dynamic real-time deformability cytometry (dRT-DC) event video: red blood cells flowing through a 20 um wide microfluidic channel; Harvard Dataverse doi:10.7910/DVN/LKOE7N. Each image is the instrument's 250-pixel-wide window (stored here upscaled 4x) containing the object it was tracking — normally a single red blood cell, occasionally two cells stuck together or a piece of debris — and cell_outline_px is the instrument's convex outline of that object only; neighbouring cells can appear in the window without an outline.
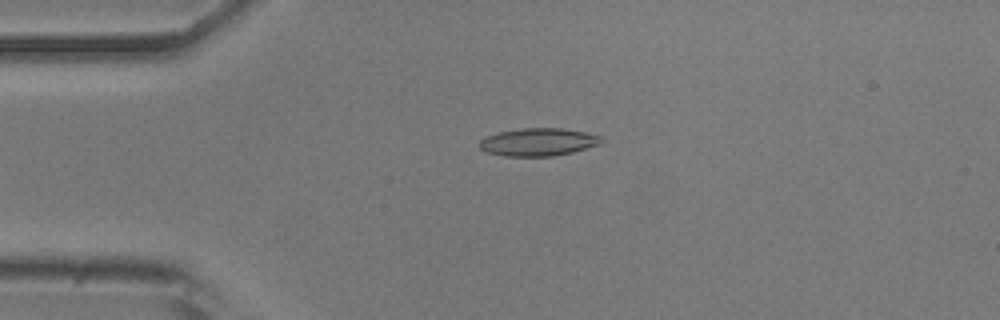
{"species": "common noctule bat (a hibernating species)", "species_latin": "Nyctalus noctula", "temperature_condition": "room temperature", "stored_images_in_passage": 45, "camera_frame_rate_fps": 3000, "um_per_image_px": 0.085, "animal": {"sex": "male", "body_mass_g": 20.5, "forearm_length_mm": 52.5}, "frame": {"image": 1, "passage_image": 5, "time_ms": 1.333, "image_size_px": [1000, 320], "cell_outline_px": [[604, 140], [600, 144], [572, 152], [552, 156], [504, 156], [484, 152], [480, 148], [480, 140], [488, 136], [500, 132], [520, 128], [560, 128], [584, 132], [604, 136]], "centroid_in_image_um": [45.77, 12.07], "position_along_channel_um": 39.2, "area_um2": 19.71}}
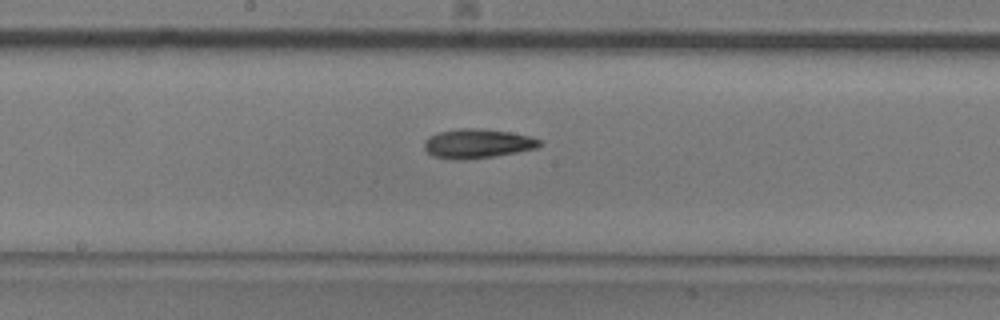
{"frame": {"image": 2, "passage_image": 20, "time_ms": 6.333, "image_size_px": [1000, 320], "cell_outline_px": [[540, 144], [536, 148], [516, 152], [492, 156], [464, 160], [460, 160], [436, 156], [428, 152], [424, 148], [424, 144], [428, 136], [440, 132], [460, 128], [480, 128], [508, 132], [532, 136], [540, 140]], "centroid_in_image_um": [40.58, 12.19], "position_along_channel_um": 207.6, "area_um2": 19.36}}
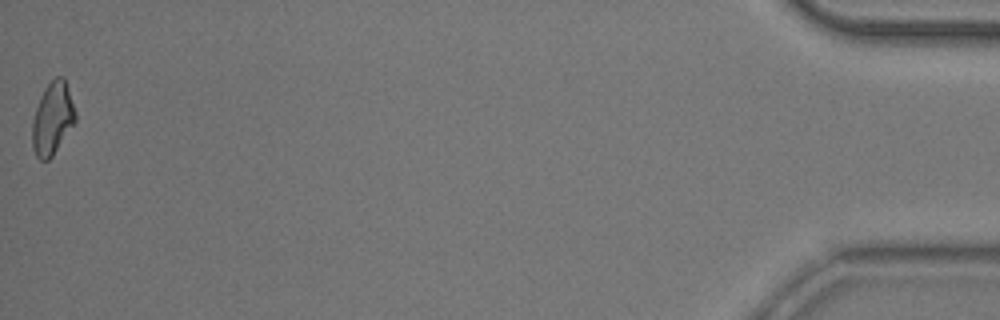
{"frame": {"image": 3, "passage_image": 45, "time_ms": 14.667, "image_size_px": [1000, 320], "cell_outline_px": [[76, 120], [52, 156], [48, 160], [40, 160], [36, 156], [32, 148], [32, 120], [40, 96], [44, 88], [56, 76], [64, 76], [76, 112]], "centroid_in_image_um": [4.45, 10.06], "position_along_channel_um": 430.8, "area_um2": 18.15}, "authors_computed_cell_mechanics": {"area_um2": 18.785, "velocity_mm_per_s": 3.868, "shape_relaxation_time_tau1_ms": null, "shape_relaxation_time_tau2_ms": 8.5648, "deformation_change_tau1": null, "deformation_change_tau2": 0.1825}}